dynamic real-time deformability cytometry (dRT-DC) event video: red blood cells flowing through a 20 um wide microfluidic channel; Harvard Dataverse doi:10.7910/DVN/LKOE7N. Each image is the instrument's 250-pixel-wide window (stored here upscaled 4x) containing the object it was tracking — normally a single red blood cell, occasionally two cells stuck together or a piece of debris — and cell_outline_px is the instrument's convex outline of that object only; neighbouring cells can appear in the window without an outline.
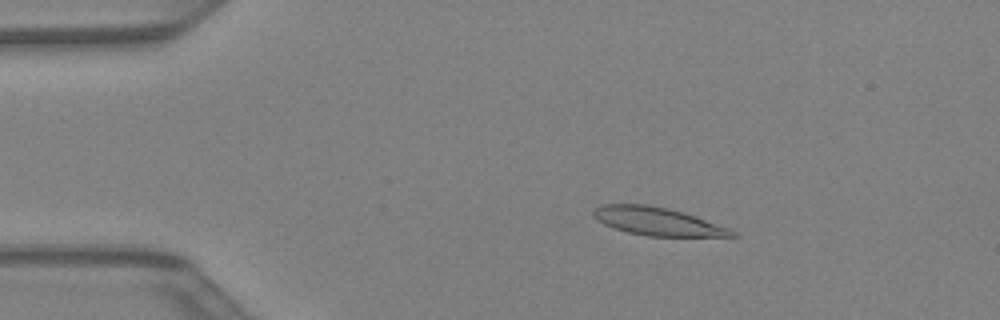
{"species": "Egyptian fruit bat (a non-hibernating species)", "species_latin": "Rousettus aegyptiacus", "temperature_condition": "warm", "stored_images_in_passage": 43, "camera_frame_rate_fps": 3000, "um_per_image_px": 0.085, "animal": {"sex": "female"}, "frame": {"image": 1, "passage_image": 8, "time_ms": 2.333, "image_size_px": [1000, 320], "cell_outline_px": [[740, 236], [648, 236], [628, 232], [604, 224], [596, 220], [592, 216], [592, 208], [600, 204], [648, 204], [668, 208], [684, 212], [728, 228], [736, 232]], "centroid_in_image_um": [55.82, 18.8], "position_along_channel_um": 29.2, "area_um2": 22.66}}
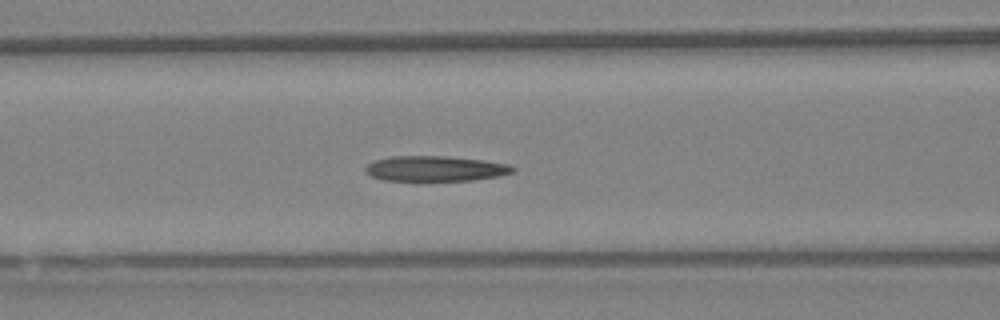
{"frame": {"image": 2, "passage_image": 18, "time_ms": 5.667, "image_size_px": [1000, 320], "cell_outline_px": [[516, 168], [512, 172], [500, 176], [472, 180], [384, 180], [372, 176], [364, 168], [372, 160], [392, 156], [448, 156], [484, 160], [508, 164]], "centroid_in_image_um": [37.01, 14.32], "position_along_channel_um": 129.6, "area_um2": 21.62}}
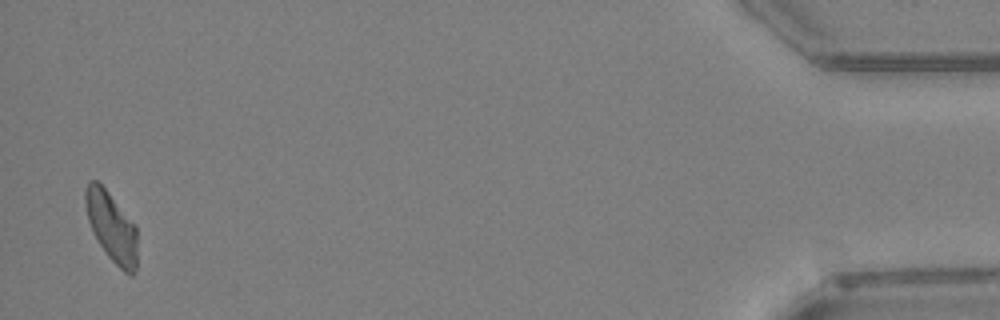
{"frame": {"image": 3, "passage_image": 42, "time_ms": 13.667, "image_size_px": [1000, 320], "cell_outline_px": [[136, 268], [132, 276], [128, 276], [108, 256], [92, 232], [88, 220], [84, 204], [84, 192], [88, 180], [96, 180], [108, 192], [136, 224]], "centroid_in_image_um": [9.47, 19.27], "position_along_channel_um": 425.7, "area_um2": 21.15}}